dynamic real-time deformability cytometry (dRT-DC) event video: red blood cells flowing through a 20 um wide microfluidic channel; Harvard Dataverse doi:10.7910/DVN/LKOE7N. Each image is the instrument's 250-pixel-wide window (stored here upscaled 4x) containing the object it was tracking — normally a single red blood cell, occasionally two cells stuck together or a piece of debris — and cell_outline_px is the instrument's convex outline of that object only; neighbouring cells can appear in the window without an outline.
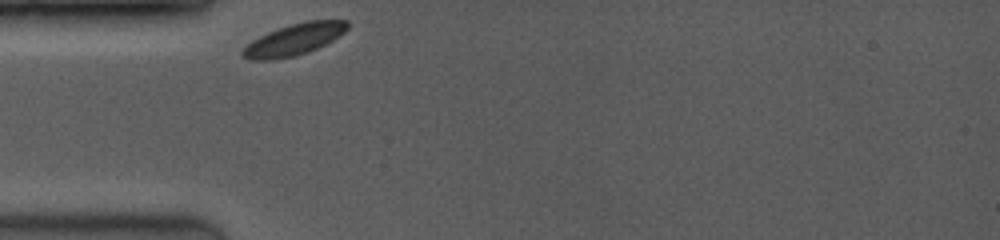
{"species": "common noctule bat (a hibernating species)", "species_latin": "Nyctalus noctula", "temperature_condition": "room temperature", "stored_images_in_passage": 11, "camera_frame_rate_fps": 3500, "um_per_image_px": 0.085, "animal": {"sex": "female", "body_mass_g": 19.0, "forearm_length_mm": 53.3}, "frame": {"image": 1, "passage_image": 1, "time_ms": 0.0, "image_size_px": [1000, 240], "cell_outline_px": [[348, 28], [344, 32], [332, 40], [308, 52], [276, 60], [248, 60], [240, 56], [240, 52], [252, 40], [268, 32], [304, 20], [348, 20]], "centroid_in_image_um": [24.96, 3.37], "position_along_channel_um": 60.0, "area_um2": 19.13}}
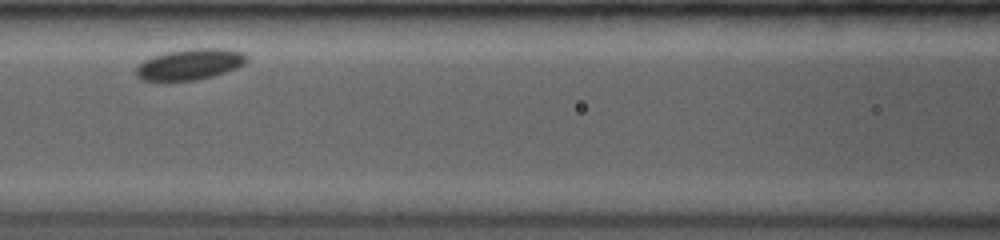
{"frame": {"image": 2, "passage_image": 8, "time_ms": 2.571, "image_size_px": [1000, 240], "cell_outline_px": [[248, 60], [244, 64], [236, 68], [212, 76], [196, 80], [140, 80], [136, 76], [136, 68], [144, 60], [152, 56], [168, 52], [188, 48], [228, 48], [244, 52], [248, 56]], "centroid_in_image_um": [16.18, 5.44], "position_along_channel_um": 150.4, "area_um2": 20.0}}
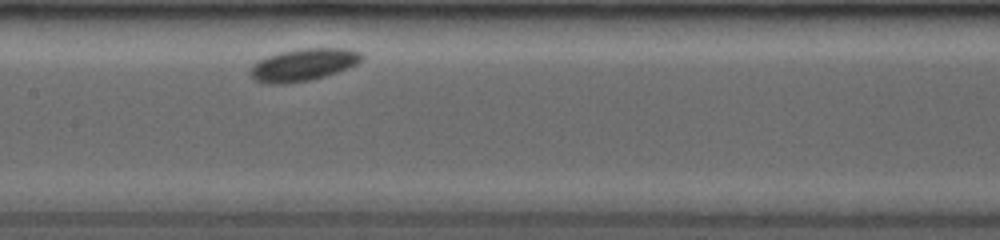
{"frame": {"image": 3, "passage_image": 11, "time_ms": 3.429, "image_size_px": [1000, 240], "cell_outline_px": [[364, 56], [356, 64], [348, 68], [324, 76], [308, 80], [284, 84], [268, 84], [256, 80], [248, 72], [248, 68], [252, 64], [268, 56], [280, 52], [296, 48], [352, 48], [360, 52]], "centroid_in_image_um": [25.77, 5.49], "position_along_channel_um": 181.6, "area_um2": 21.04}}